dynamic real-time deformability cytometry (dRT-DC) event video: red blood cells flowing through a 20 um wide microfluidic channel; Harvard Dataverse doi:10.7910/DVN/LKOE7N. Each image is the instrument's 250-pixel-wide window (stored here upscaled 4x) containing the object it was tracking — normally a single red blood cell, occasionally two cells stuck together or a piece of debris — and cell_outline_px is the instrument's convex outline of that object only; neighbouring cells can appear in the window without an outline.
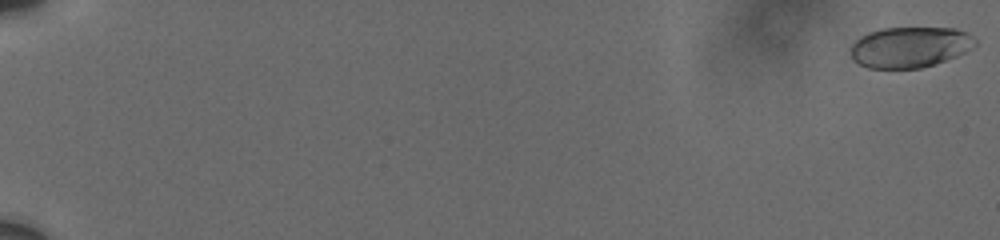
{"species": "human", "species_latin": "Homo sapiens", "temperature_condition": "cold", "stored_images_in_passage": 11, "camera_frame_rate_fps": 3000, "um_per_image_px": 0.085, "donor": {"sex": "male"}, "frame": {"image": 1, "passage_image": 1, "time_ms": 0.0, "image_size_px": [1000, 240], "cell_outline_px": [[976, 44], [972, 48], [956, 56], [936, 64], [920, 68], [868, 68], [852, 60], [852, 44], [860, 36], [868, 32], [884, 28], [956, 28], [968, 32], [976, 40]], "centroid_in_image_um": [77.35, 4.0], "position_along_channel_um": 7.6, "area_um2": 29.59}}
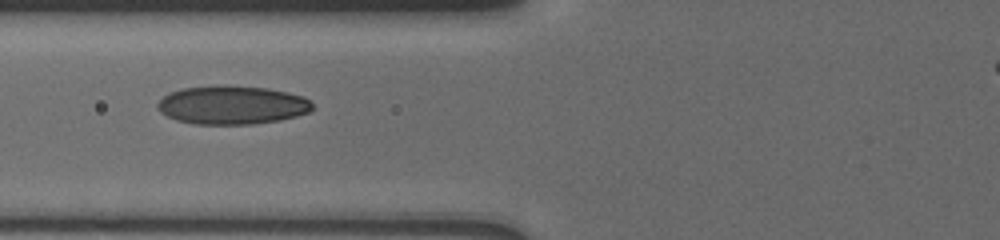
{"frame": {"image": 2, "passage_image": 10, "time_ms": 8.667, "image_size_px": [1000, 240], "cell_outline_px": [[312, 108], [308, 112], [296, 116], [280, 120], [252, 124], [192, 124], [176, 120], [160, 112], [156, 104], [164, 96], [172, 92], [184, 88], [212, 84], [228, 84], [268, 88], [288, 92], [304, 96], [312, 100]], "centroid_in_image_um": [19.74, 8.91], "position_along_channel_um": 106.1, "area_um2": 35.26}}